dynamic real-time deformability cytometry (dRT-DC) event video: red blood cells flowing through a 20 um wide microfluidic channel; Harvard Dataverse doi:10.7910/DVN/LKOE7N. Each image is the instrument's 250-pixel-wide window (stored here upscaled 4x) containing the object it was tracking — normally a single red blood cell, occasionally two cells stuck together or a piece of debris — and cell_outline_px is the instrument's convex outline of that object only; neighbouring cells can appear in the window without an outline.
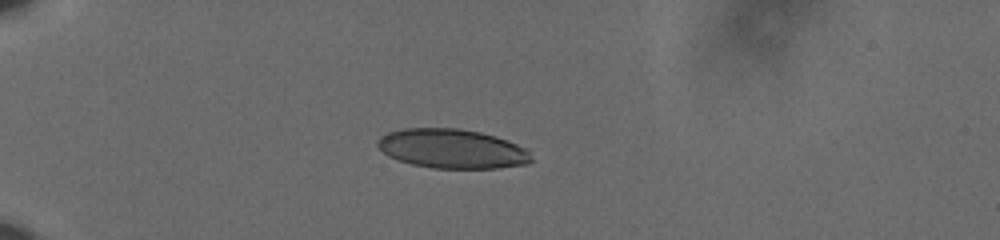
{"species": "human", "species_latin": "Homo sapiens", "temperature_condition": "cold", "stored_images_in_passage": 42, "camera_frame_rate_fps": 3000, "um_per_image_px": 0.085, "donor": {"sex": "male"}, "frame": {"image": 1, "passage_image": 1, "time_ms": 0.0, "image_size_px": [1000, 240], "cell_outline_px": [[532, 160], [528, 164], [496, 168], [432, 168], [412, 164], [388, 156], [376, 144], [388, 132], [404, 128], [460, 128], [480, 132], [508, 140], [524, 148], [528, 152]], "centroid_in_image_um": [38.44, 12.64], "position_along_channel_um": 46.6, "area_um2": 34.91}}
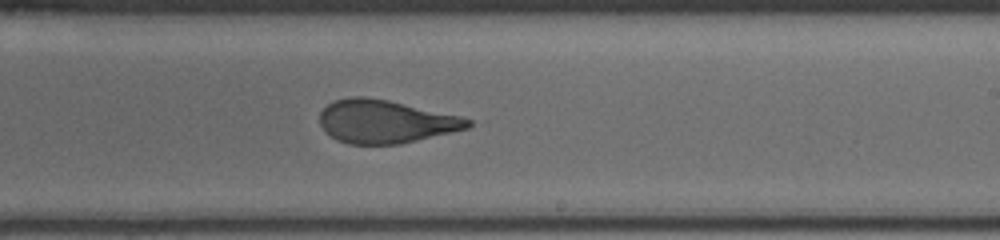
{"frame": {"image": 2, "passage_image": 22, "time_ms": 7.0, "image_size_px": [1000, 240], "cell_outline_px": [[472, 124], [468, 128], [400, 144], [348, 144], [336, 140], [320, 124], [320, 112], [328, 104], [336, 100], [348, 96], [364, 96], [388, 100], [460, 116], [472, 120]], "centroid_in_image_um": [32.75, 10.32], "position_along_channel_um": 256.3, "area_um2": 36.99}}
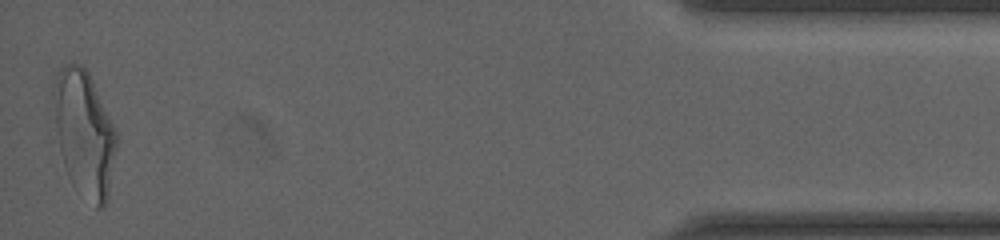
{"frame": {"image": 3, "passage_image": 42, "time_ms": 13.667, "image_size_px": [1000, 240], "cell_outline_px": [[116, 148], [108, 196], [104, 208], [96, 208], [72, 184], [68, 176], [60, 152], [56, 124], [56, 76], [60, 68], [64, 64], [72, 60], [84, 68], [88, 72], [116, 128]], "centroid_in_image_um": [7.2, 11.36], "position_along_channel_um": 428.0, "area_um2": 45.08}, "authors_computed_cell_mechanics": {"area_um2": 38.4081, "velocity_mm_per_s": 3.6256, "shape_relaxation_time_tau1_ms": 5.6104, "shape_relaxation_time_tau2_ms": 1.2154, "deformation_change_tau1": 0.2126, "deformation_change_tau2": 0.0782}}